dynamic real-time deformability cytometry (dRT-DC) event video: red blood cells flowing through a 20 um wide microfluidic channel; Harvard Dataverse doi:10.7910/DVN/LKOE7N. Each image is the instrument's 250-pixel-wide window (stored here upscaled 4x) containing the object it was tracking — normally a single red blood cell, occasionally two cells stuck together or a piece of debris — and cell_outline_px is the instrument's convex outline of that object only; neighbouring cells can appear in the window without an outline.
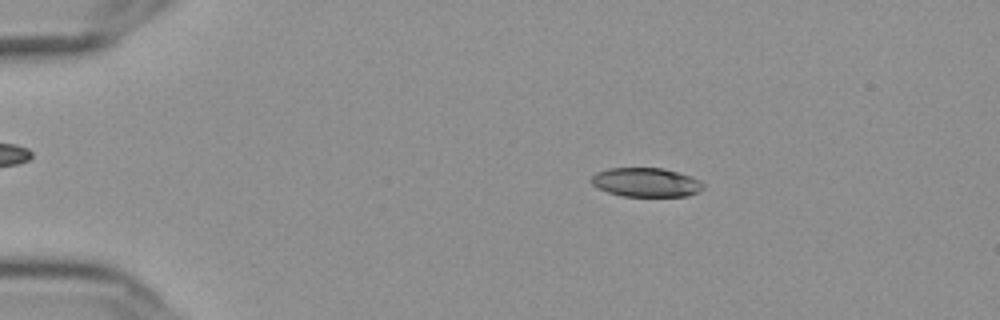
{"species": "Egyptian fruit bat (a non-hibernating species)", "species_latin": "Rousettus aegyptiacus", "temperature_condition": "cold", "stored_images_in_passage": 52, "camera_frame_rate_fps": 3000, "um_per_image_px": 0.085, "frame": {"image": 1, "passage_image": 6, "time_ms": 1.667, "image_size_px": [1000, 320], "cell_outline_px": [[704, 188], [688, 196], [624, 196], [608, 192], [592, 184], [592, 176], [596, 172], [608, 168], [664, 168], [692, 176], [704, 184]], "centroid_in_image_um": [54.93, 15.49], "position_along_channel_um": 30.1, "area_um2": 18.84}}
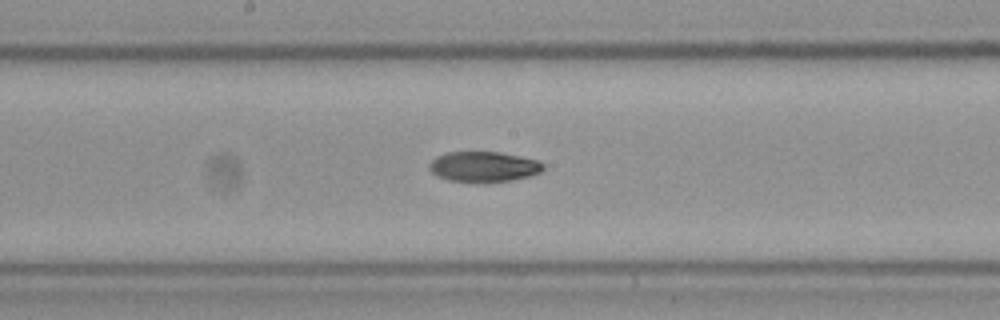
{"frame": {"image": 2, "passage_image": 26, "time_ms": 8.333, "image_size_px": [1000, 320], "cell_outline_px": [[544, 168], [540, 172], [528, 176], [508, 180], [448, 180], [436, 176], [428, 168], [428, 164], [436, 156], [448, 152], [500, 152], [536, 160], [544, 164]], "centroid_in_image_um": [41.07, 14.13], "position_along_channel_um": 207.1, "area_um2": 19.48}}
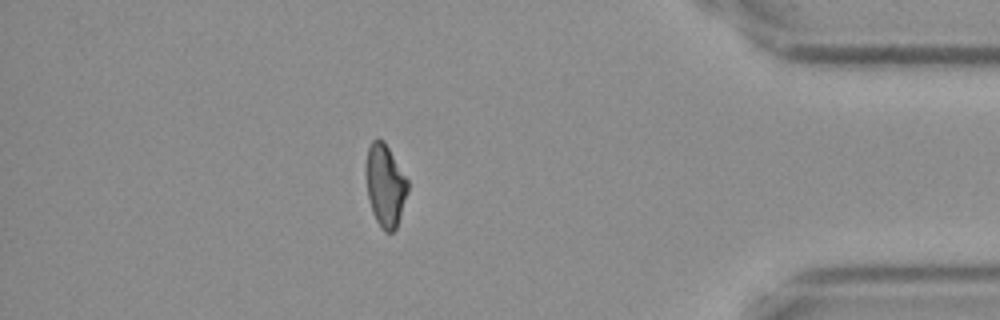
{"frame": {"image": 3, "passage_image": 45, "time_ms": 14.667, "image_size_px": [1000, 320], "cell_outline_px": [[408, 192], [396, 228], [392, 232], [384, 232], [380, 228], [372, 212], [368, 196], [368, 148], [372, 140], [376, 136], [384, 140], [408, 180]], "centroid_in_image_um": [32.77, 15.77], "position_along_channel_um": 402.4, "area_um2": 19.65}}